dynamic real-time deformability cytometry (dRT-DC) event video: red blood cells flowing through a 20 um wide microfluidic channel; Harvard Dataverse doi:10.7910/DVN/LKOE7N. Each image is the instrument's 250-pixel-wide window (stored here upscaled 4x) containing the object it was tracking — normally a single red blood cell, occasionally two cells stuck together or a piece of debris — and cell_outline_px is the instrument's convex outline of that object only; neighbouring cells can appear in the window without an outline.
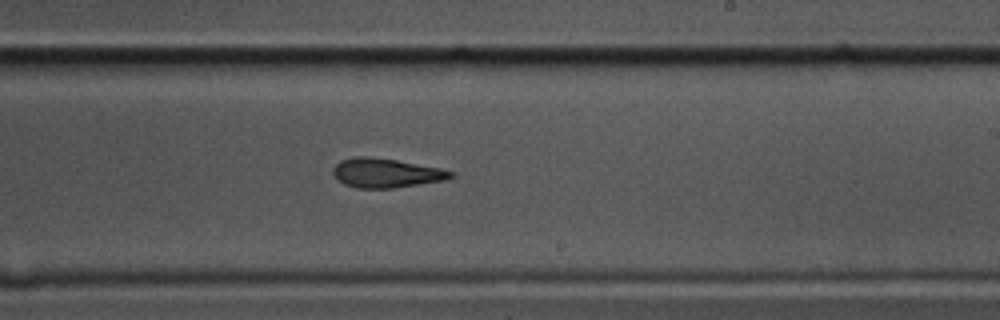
{"species": "common noctule bat (a hibernating species)", "species_latin": "Nyctalus noctula", "temperature_condition": "cold", "stored_images_in_passage": 50, "camera_frame_rate_fps": 3000, "um_per_image_px": 0.085, "animal": {"sex": "male", "body_mass_g": 17.5, "forearm_length_mm": 52.3}, "frame": {"image": 1, "passage_image": 33, "time_ms": 10.667, "image_size_px": [1000, 320], "cell_outline_px": [[456, 172], [452, 176], [444, 180], [396, 188], [356, 188], [344, 184], [332, 172], [332, 168], [340, 160], [352, 156], [368, 156], [396, 160], [440, 168]], "centroid_in_image_um": [32.79, 14.7], "position_along_channel_um": 256.2, "area_um2": 20.06}}
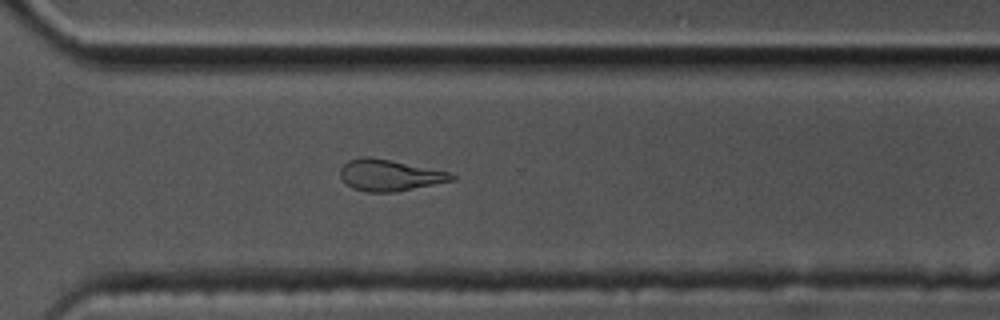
{"frame": {"image": 2, "passage_image": 40, "time_ms": 13.0, "image_size_px": [1000, 320], "cell_outline_px": [[456, 180], [396, 192], [368, 192], [352, 188], [340, 176], [340, 168], [348, 160], [364, 156], [368, 156], [448, 172], [456, 176]], "centroid_in_image_um": [33.1, 14.9], "position_along_channel_um": 337.5, "area_um2": 20.11}}
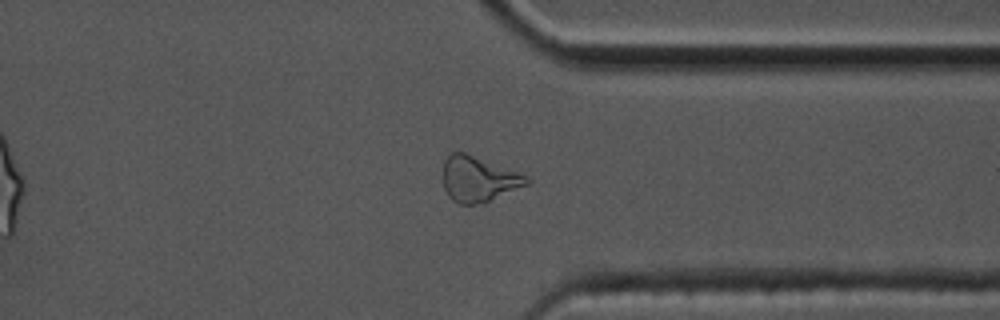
{"frame": {"image": 3, "passage_image": 43, "time_ms": 14.0, "image_size_px": [1000, 320], "cell_outline_px": [[532, 184], [488, 200], [476, 204], [460, 204], [452, 200], [448, 196], [444, 188], [440, 176], [444, 160], [452, 152], [464, 152], [528, 176], [532, 180]], "centroid_in_image_um": [40.64, 15.22], "position_along_channel_um": 370.8, "area_um2": 22.31}, "authors_computed_cell_mechanics": {"area_um2": 20.6057, "velocity_mm_per_s": 3.4871, "shape_relaxation_time_tau1_ms": 11.3347, "shape_relaxation_time_tau2_ms": 4.2621, "deformation_change_tau1": 0.2432, "deformation_change_tau2": 0.137}}